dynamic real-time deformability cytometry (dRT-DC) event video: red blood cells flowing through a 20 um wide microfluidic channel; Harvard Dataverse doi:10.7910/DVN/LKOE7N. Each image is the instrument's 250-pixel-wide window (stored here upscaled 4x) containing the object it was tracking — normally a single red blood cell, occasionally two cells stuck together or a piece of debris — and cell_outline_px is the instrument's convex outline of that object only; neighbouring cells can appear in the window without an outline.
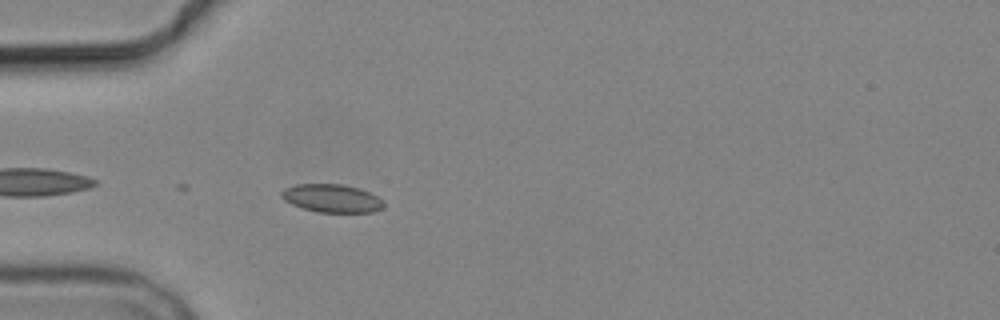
{"species": "common noctule bat (a hibernating species)", "species_latin": "Nyctalus noctula", "temperature_condition": "cold", "stored_images_in_passage": 4, "camera_frame_rate_fps": 3000, "um_per_image_px": 0.085, "animal": {"sex": "male", "body_mass_g": 19.2, "forearm_length_mm": 51.8}, "frame": {"image": 1, "passage_image": 4, "time_ms": 4.667, "image_size_px": [1000, 320], "cell_outline_px": [[384, 208], [372, 212], [316, 212], [292, 204], [284, 200], [280, 196], [280, 192], [284, 188], [296, 184], [340, 184], [360, 188], [376, 196], [384, 204]], "centroid_in_image_um": [28.17, 16.85], "position_along_channel_um": 56.8, "area_um2": 16.7}}